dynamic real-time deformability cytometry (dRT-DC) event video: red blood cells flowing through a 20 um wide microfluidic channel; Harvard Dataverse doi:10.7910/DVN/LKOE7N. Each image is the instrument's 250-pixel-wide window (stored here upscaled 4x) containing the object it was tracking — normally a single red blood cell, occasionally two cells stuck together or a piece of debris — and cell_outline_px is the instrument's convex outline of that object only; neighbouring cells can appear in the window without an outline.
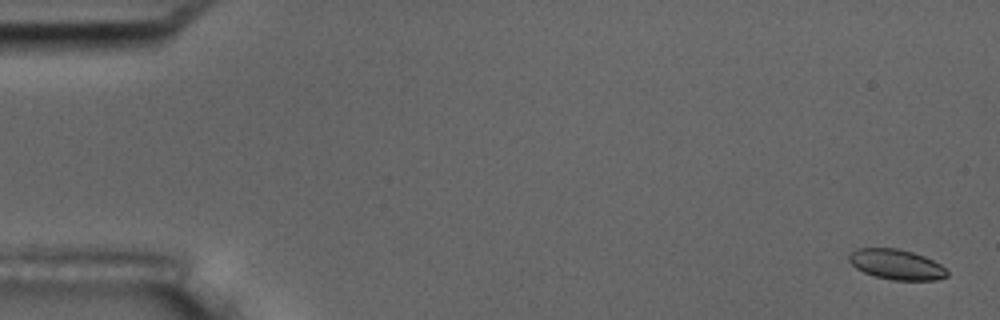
{"species": "common noctule bat (a hibernating species)", "species_latin": "Nyctalus noctula", "temperature_condition": "room temperature", "stored_images_in_passage": 7, "camera_frame_rate_fps": 3000, "um_per_image_px": 0.085, "animal": {"sex": "male", "body_mass_g": 17.5, "forearm_length_mm": 52.3}, "frame": {"image": 1, "passage_image": 1, "time_ms": 0.0, "image_size_px": [1000, 320], "cell_outline_px": [[948, 276], [936, 280], [892, 280], [876, 276], [864, 272], [856, 268], [848, 260], [848, 256], [856, 248], [896, 248], [912, 252], [924, 256], [940, 264], [948, 272]], "centroid_in_image_um": [76.19, 22.48], "position_along_channel_um": 8.8, "area_um2": 17.17}}
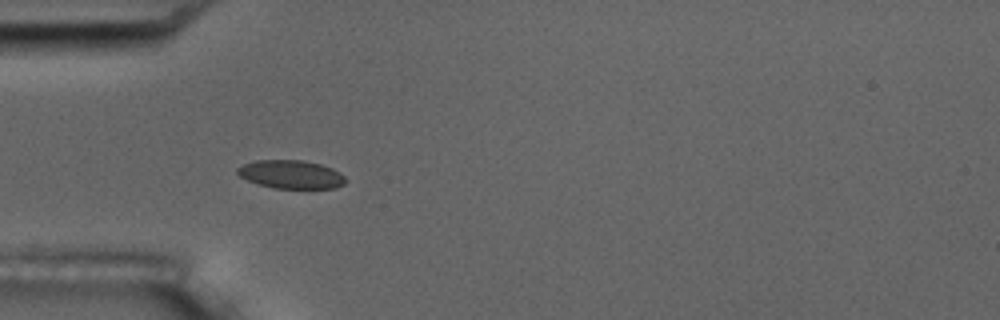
{"frame": {"image": 2, "passage_image": 5, "time_ms": 5.333, "image_size_px": [1000, 320], "cell_outline_px": [[348, 180], [344, 184], [336, 188], [272, 188], [248, 180], [240, 176], [236, 172], [236, 168], [244, 164], [256, 160], [300, 160], [320, 164], [332, 168], [340, 172]], "centroid_in_image_um": [24.76, 14.82], "position_along_channel_um": 60.2, "area_um2": 17.86}}